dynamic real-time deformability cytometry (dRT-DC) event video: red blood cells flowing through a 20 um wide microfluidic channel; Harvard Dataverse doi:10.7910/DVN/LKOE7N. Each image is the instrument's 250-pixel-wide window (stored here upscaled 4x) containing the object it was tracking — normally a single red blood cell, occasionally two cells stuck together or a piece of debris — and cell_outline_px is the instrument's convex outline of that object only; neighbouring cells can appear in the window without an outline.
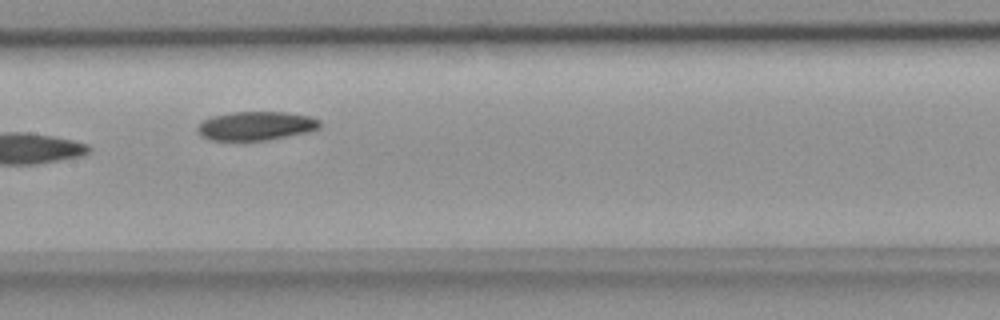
{"species": "common noctule bat (a hibernating species)", "species_latin": "Nyctalus noctula", "temperature_condition": "room temperature", "stored_images_in_passage": 4, "camera_frame_rate_fps": 3000, "um_per_image_px": 0.085, "animal": {"sex": "female", "body_mass_g": 18.4}, "frame": {"image": 1, "passage_image": 4, "time_ms": 1.0, "image_size_px": [1000, 320], "cell_outline_px": [[320, 128], [304, 132], [268, 140], [212, 140], [204, 136], [196, 128], [204, 120], [212, 116], [232, 112], [288, 112], [308, 116], [320, 120]], "centroid_in_image_um": [21.77, 10.69], "position_along_channel_um": 185.6, "area_um2": 20.17}}